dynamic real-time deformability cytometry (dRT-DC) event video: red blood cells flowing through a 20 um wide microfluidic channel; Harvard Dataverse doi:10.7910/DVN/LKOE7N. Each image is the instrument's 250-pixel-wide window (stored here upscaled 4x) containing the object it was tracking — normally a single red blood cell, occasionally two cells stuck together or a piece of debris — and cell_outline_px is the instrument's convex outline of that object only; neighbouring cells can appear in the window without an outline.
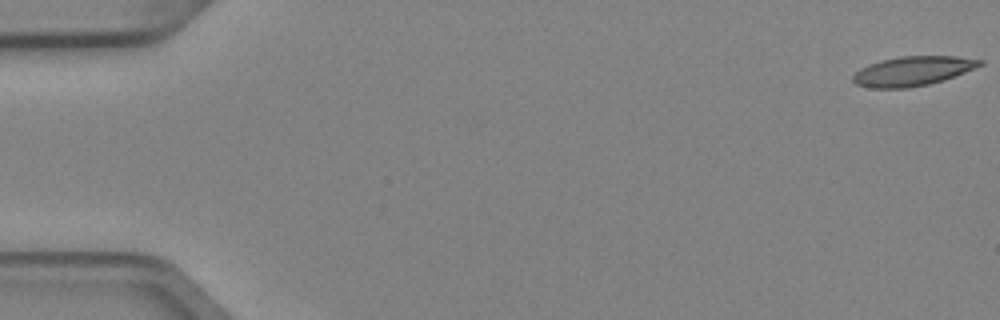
{"species": "Egyptian fruit bat (a non-hibernating species)", "species_latin": "Rousettus aegyptiacus", "temperature_condition": "cold", "stored_images_in_passage": 4, "camera_frame_rate_fps": 3000, "um_per_image_px": 0.085, "animal": {"sex": "female"}, "frame": {"image": 1, "passage_image": 1, "time_ms": 0.0, "image_size_px": [1000, 320], "cell_outline_px": [[984, 64], [944, 80], [928, 84], [908, 88], [872, 88], [856, 84], [852, 80], [852, 76], [860, 68], [868, 64], [880, 60], [900, 56], [956, 56], [984, 60]], "centroid_in_image_um": [77.56, 6.03], "position_along_channel_um": 7.4, "area_um2": 21.79}}